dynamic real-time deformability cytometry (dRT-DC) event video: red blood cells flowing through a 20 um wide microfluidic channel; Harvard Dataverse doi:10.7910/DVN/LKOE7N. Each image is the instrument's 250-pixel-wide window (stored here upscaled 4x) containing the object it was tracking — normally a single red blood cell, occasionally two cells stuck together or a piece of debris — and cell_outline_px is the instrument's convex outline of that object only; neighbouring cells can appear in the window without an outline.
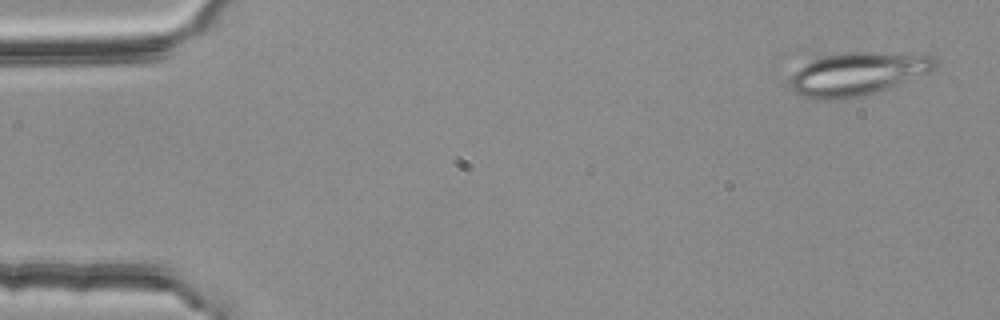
{"species": "common noctule bat (a hibernating species)", "species_latin": "Nyctalus noctula", "temperature_condition": "room temperature", "stored_images_in_passage": 5, "camera_frame_rate_fps": 3000, "um_per_image_px": 0.085, "animal": {"sex": "female", "body_mass_g": 25.1}, "frame": {"image": 1, "passage_image": 1, "time_ms": 0.0, "image_size_px": [1000, 320], "cell_outline_px": [[940, 64], [932, 72], [864, 96], [840, 100], [820, 100], [804, 96], [796, 92], [788, 84], [788, 80], [812, 56], [844, 52], [872, 52], [936, 56]], "centroid_in_image_um": [72.89, 6.26], "position_along_channel_um": 12.1, "area_um2": 36.99}}